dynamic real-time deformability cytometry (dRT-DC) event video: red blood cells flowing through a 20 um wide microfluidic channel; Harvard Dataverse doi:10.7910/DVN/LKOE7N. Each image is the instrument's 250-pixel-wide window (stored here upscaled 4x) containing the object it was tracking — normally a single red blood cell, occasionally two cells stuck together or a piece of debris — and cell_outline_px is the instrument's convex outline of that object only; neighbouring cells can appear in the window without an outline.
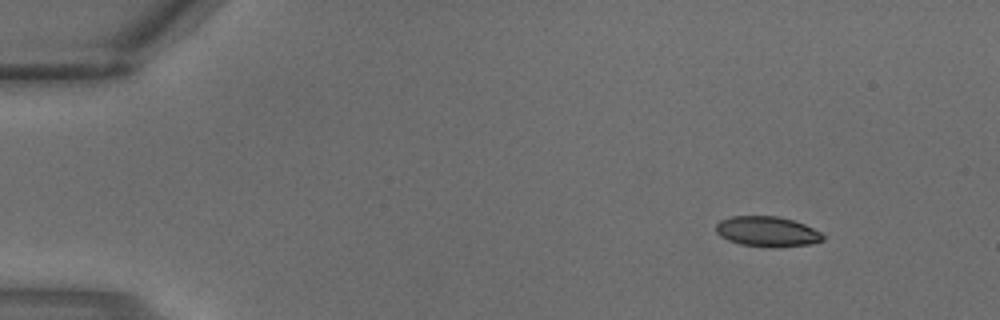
{"species": "common noctule bat (a hibernating species)", "species_latin": "Nyctalus noctula", "temperature_condition": "warm", "stored_images_in_passage": 2, "camera_frame_rate_fps": 3000, "um_per_image_px": 0.085, "animal": {"sex": "male", "body_mass_g": 18.8}, "frame": {"image": 1, "passage_image": 1, "time_ms": 0.0, "image_size_px": [1000, 320], "cell_outline_px": [[824, 240], [812, 244], [776, 248], [768, 248], [740, 244], [728, 240], [720, 236], [716, 232], [716, 224], [720, 220], [732, 216], [776, 216], [792, 220], [804, 224], [820, 232], [824, 236]], "centroid_in_image_um": [65.21, 19.7], "position_along_channel_um": 19.8, "area_um2": 19.02}}